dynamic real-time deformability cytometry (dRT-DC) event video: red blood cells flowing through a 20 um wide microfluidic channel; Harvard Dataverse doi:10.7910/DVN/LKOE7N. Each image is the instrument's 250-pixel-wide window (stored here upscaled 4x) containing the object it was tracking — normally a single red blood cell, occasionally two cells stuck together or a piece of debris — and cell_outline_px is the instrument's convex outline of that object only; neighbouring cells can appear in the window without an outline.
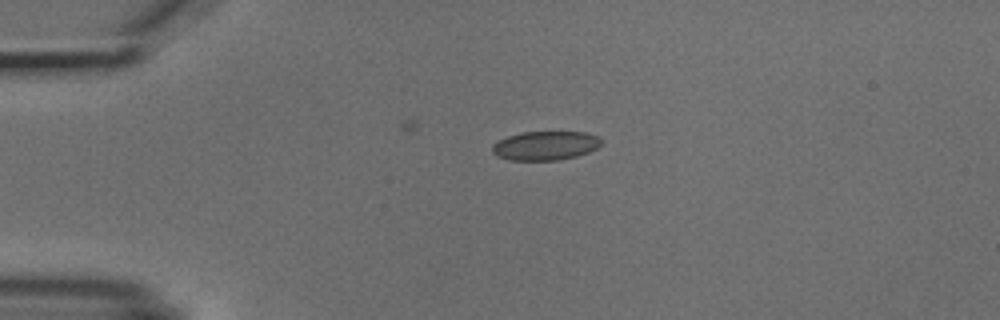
{"species": "common noctule bat (a hibernating species)", "species_latin": "Nyctalus noctula", "temperature_condition": "cold", "stored_images_in_passage": 3, "camera_frame_rate_fps": 3000, "um_per_image_px": 0.085, "animal": {"sex": "male", "body_mass_g": 18.8}, "frame": {"image": 1, "passage_image": 1, "time_ms": 0.0, "image_size_px": [1000, 320], "cell_outline_px": [[600, 144], [596, 148], [588, 152], [576, 156], [560, 160], [508, 160], [496, 156], [492, 152], [492, 144], [508, 136], [520, 132], [584, 132], [600, 136]], "centroid_in_image_um": [46.33, 12.38], "position_along_channel_um": 38.7, "area_um2": 18.44}}
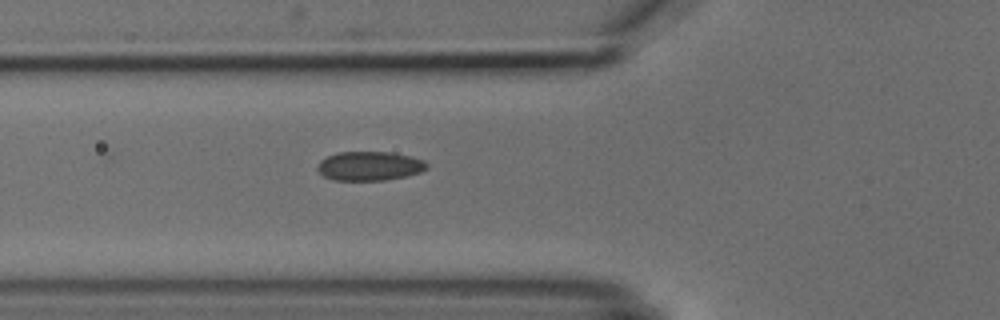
{"frame": {"image": 2, "passage_image": 3, "time_ms": 2.333, "image_size_px": [1000, 320], "cell_outline_px": [[428, 168], [420, 172], [404, 176], [384, 180], [332, 180], [324, 176], [316, 168], [320, 160], [328, 156], [340, 152], [388, 152], [412, 156], [424, 160], [428, 164]], "centroid_in_image_um": [31.41, 14.11], "position_along_channel_um": 94.4, "area_um2": 18.5}}